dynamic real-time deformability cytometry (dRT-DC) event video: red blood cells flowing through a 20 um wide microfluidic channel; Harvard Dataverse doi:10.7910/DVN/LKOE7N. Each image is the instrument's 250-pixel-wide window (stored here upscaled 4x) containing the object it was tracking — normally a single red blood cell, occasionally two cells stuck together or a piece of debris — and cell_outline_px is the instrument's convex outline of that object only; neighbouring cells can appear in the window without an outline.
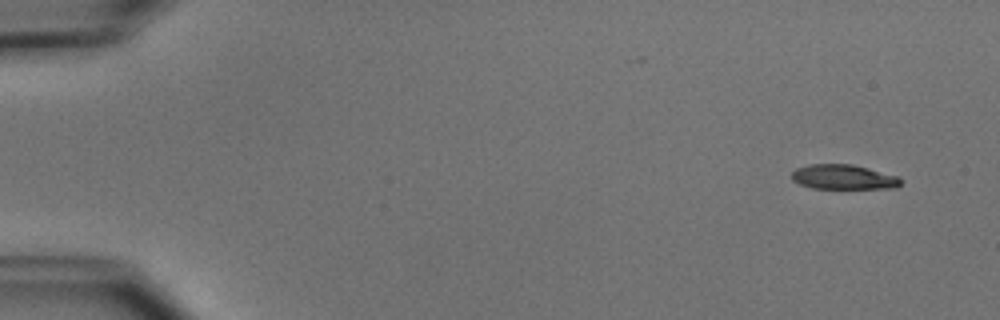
{"species": "common noctule bat (a hibernating species)", "species_latin": "Nyctalus noctula", "temperature_condition": "cold", "stored_images_in_passage": 5, "camera_frame_rate_fps": 3000, "um_per_image_px": 0.085, "animal": {"sex": "male", "body_mass_g": 15.6}, "frame": {"image": 1, "passage_image": 1, "time_ms": 0.0, "image_size_px": [1000, 320], "cell_outline_px": [[900, 184], [896, 188], [812, 188], [800, 184], [792, 180], [792, 172], [796, 168], [808, 164], [852, 164], [868, 168], [896, 176], [900, 180]], "centroid_in_image_um": [71.65, 15.04], "position_along_channel_um": 13.4, "area_um2": 15.55}}
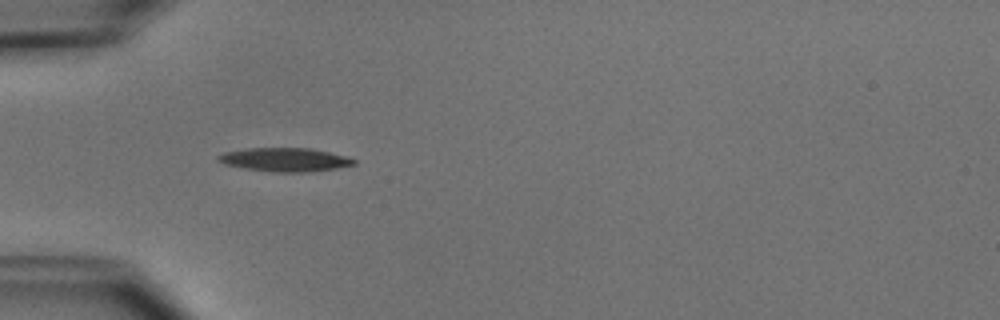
{"frame": {"image": 2, "passage_image": 4, "time_ms": 4.333, "image_size_px": [1000, 320], "cell_outline_px": [[356, 164], [336, 168], [312, 172], [276, 172], [244, 168], [224, 164], [216, 160], [216, 156], [224, 152], [248, 148], [308, 148], [328, 152], [344, 156], [356, 160]], "centroid_in_image_um": [24.18, 13.57], "position_along_channel_um": 60.8, "area_um2": 18.61}}